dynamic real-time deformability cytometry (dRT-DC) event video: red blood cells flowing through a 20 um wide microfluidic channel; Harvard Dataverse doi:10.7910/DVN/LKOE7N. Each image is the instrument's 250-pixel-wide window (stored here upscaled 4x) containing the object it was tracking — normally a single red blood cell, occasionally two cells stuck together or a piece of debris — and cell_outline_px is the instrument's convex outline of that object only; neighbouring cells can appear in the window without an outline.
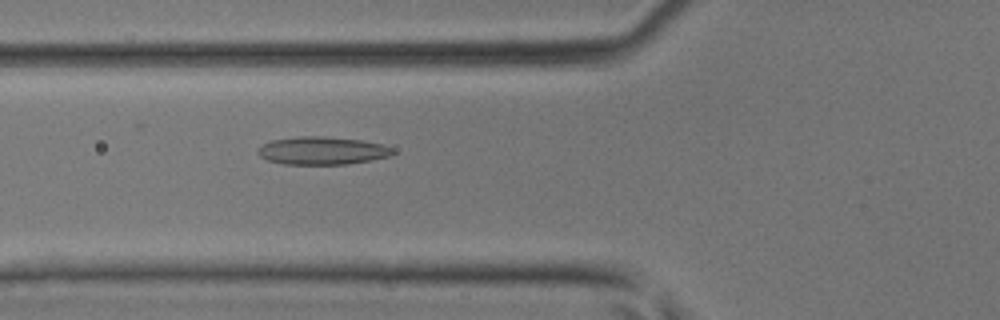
{"species": "common noctule bat (a hibernating species)", "species_latin": "Nyctalus noctula", "temperature_condition": "room temperature", "stored_images_in_passage": 37, "segment_of_instrument_passage": [1, 2], "camera_frame_rate_fps": 3000, "um_per_image_px": 0.085, "animal": {"sex": "male", "body_mass_g": 17.9, "forearm_length_mm": 54.2}, "frame": {"image": 1, "passage_image": 9, "time_ms": 2.667, "image_size_px": [1000, 320], "cell_outline_px": [[396, 152], [388, 156], [372, 160], [348, 164], [284, 164], [268, 160], [260, 156], [256, 152], [256, 148], [260, 144], [272, 140], [300, 136], [324, 136], [364, 140], [384, 144], [392, 148]], "centroid_in_image_um": [27.38, 12.79], "position_along_channel_um": 98.4, "area_um2": 22.2}}
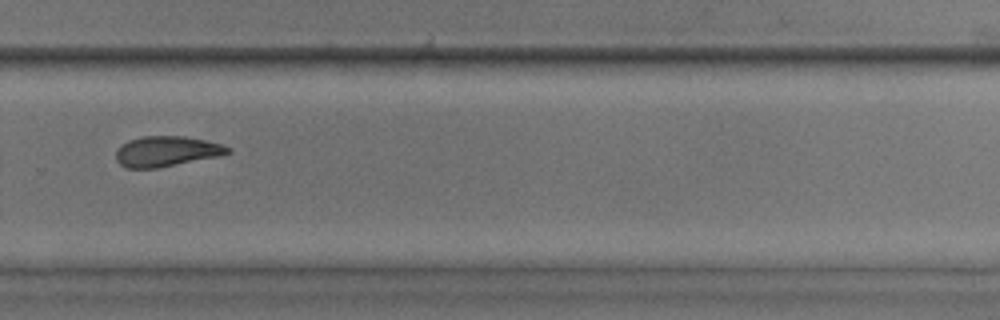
{"frame": {"image": 2, "passage_image": 23, "time_ms": 7.333, "image_size_px": [1000, 320], "cell_outline_px": [[232, 152], [216, 156], [156, 168], [128, 168], [120, 164], [116, 160], [116, 152], [128, 140], [144, 136], [184, 136], [224, 144], [232, 148]], "centroid_in_image_um": [14.17, 12.85], "position_along_channel_um": 315.6, "area_um2": 19.48}}
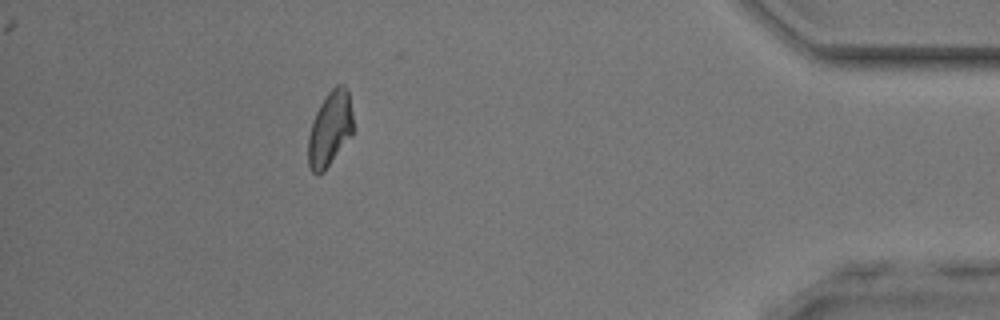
{"frame": {"image": 3, "passage_image": 32, "time_ms": 10.333, "image_size_px": [1000, 320], "cell_outline_px": [[352, 136], [324, 172], [316, 176], [308, 168], [308, 136], [312, 120], [320, 104], [328, 92], [336, 84], [344, 84], [348, 88], [352, 112]], "centroid_in_image_um": [28.03, 10.97], "position_along_channel_um": 407.2, "area_um2": 20.0}}